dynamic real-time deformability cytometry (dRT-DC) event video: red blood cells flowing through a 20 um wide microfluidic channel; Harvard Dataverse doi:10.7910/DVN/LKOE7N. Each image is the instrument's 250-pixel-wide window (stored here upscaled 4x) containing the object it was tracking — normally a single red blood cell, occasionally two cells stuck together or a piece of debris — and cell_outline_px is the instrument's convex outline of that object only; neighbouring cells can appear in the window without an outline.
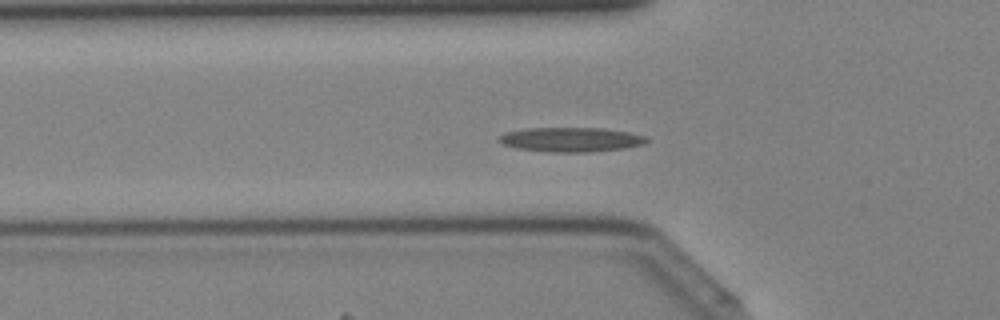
{"species": "Egyptian fruit bat (a non-hibernating species)", "species_latin": "Rousettus aegyptiacus", "temperature_condition": "cold", "stored_images_in_passage": 36, "camera_frame_rate_fps": 3000, "um_per_image_px": 0.085, "animal": {"sex": "female"}, "frame": {"image": 1, "passage_image": 14, "time_ms": 4.333, "image_size_px": [1000, 320], "cell_outline_px": [[648, 140], [644, 144], [624, 148], [592, 152], [548, 152], [516, 148], [504, 144], [496, 140], [504, 132], [524, 128], [604, 128], [628, 132], [648, 136]], "centroid_in_image_um": [48.53, 11.86], "position_along_channel_um": 77.3, "area_um2": 21.21}}
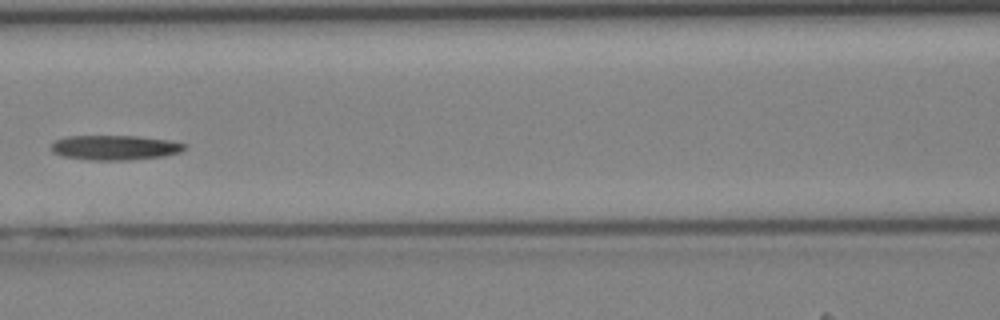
{"frame": {"image": 2, "passage_image": 19, "time_ms": 6.0, "image_size_px": [1000, 320], "cell_outline_px": [[188, 148], [180, 152], [164, 156], [128, 160], [88, 160], [64, 156], [52, 152], [52, 144], [56, 140], [68, 136], [140, 136], [172, 140], [188, 144]], "centroid_in_image_um": [9.85, 12.54], "position_along_channel_um": 156.8, "area_um2": 19.42}}
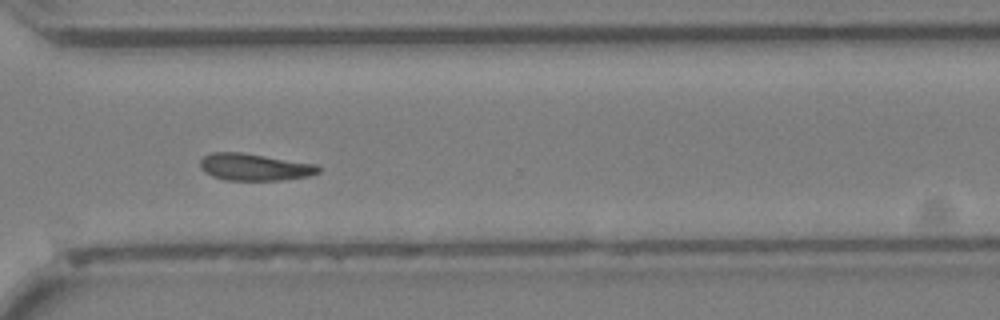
{"frame": {"image": 3, "passage_image": 31, "time_ms": 10.0, "image_size_px": [1000, 320], "cell_outline_px": [[320, 172], [308, 176], [280, 180], [224, 180], [212, 176], [204, 172], [200, 168], [200, 160], [204, 156], [212, 152], [240, 152], [316, 164], [320, 168]], "centroid_in_image_um": [21.6, 14.2], "position_along_channel_um": 349.0, "area_um2": 18.55}}